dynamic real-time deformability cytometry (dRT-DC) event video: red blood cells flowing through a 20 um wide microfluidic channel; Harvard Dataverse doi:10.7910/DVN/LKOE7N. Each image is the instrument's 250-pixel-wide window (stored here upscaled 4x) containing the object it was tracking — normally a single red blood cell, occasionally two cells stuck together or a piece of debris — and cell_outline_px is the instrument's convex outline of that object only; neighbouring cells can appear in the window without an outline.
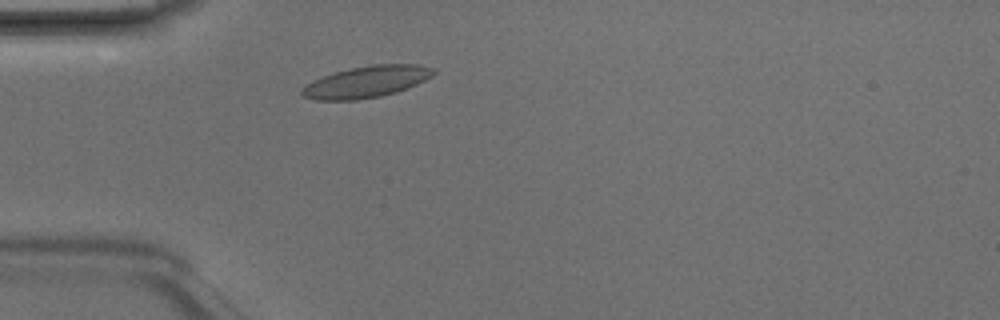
{"species": "Egyptian fruit bat (a non-hibernating species)", "species_latin": "Rousettus aegyptiacus", "temperature_condition": "room temperature", "stored_images_in_passage": 2, "camera_frame_rate_fps": 3000, "um_per_image_px": 0.085, "animal": {"sex": "male"}, "frame": {"image": 1, "passage_image": 2, "time_ms": 0.333, "image_size_px": [1000, 320], "cell_outline_px": [[436, 72], [432, 76], [416, 84], [396, 92], [380, 96], [356, 100], [316, 100], [304, 96], [300, 92], [300, 88], [324, 76], [336, 72], [352, 68], [372, 64], [416, 64], [432, 68]], "centroid_in_image_um": [31.16, 6.96], "position_along_channel_um": 53.8, "area_um2": 23.81}}